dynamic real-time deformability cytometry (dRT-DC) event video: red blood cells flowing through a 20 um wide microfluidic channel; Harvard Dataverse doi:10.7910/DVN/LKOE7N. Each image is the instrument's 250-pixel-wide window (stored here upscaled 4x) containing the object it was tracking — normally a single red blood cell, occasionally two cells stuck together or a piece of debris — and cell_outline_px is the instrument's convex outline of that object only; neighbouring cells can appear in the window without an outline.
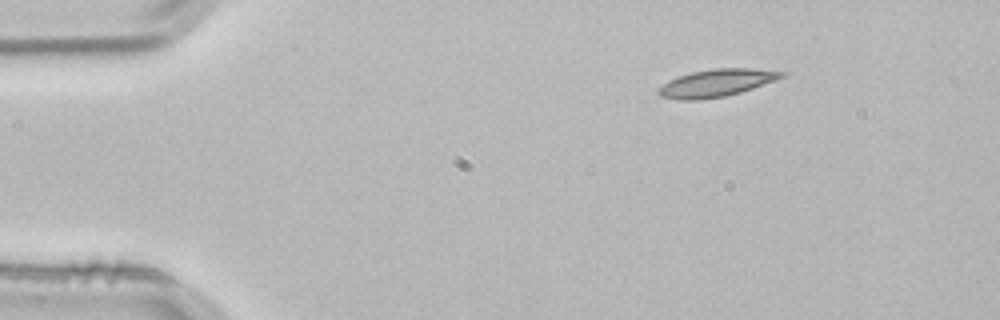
{"species": "common noctule bat (a hibernating species)", "species_latin": "Nyctalus noctula", "temperature_condition": "room temperature", "stored_images_in_passage": 2, "camera_frame_rate_fps": 3000, "um_per_image_px": 0.085, "animal": {"sex": "male", "body_mass_g": 21.5, "forearm_length_mm": 52.0}, "frame": {"image": 1, "passage_image": 1, "time_ms": 0.0, "image_size_px": [1000, 320], "cell_outline_px": [[792, 72], [776, 80], [740, 92], [724, 96], [700, 100], [680, 100], [660, 96], [656, 92], [656, 88], [668, 80], [692, 72], [712, 68], [752, 68]], "centroid_in_image_um": [60.9, 7.04], "position_along_channel_um": 24.1, "area_um2": 19.88}}